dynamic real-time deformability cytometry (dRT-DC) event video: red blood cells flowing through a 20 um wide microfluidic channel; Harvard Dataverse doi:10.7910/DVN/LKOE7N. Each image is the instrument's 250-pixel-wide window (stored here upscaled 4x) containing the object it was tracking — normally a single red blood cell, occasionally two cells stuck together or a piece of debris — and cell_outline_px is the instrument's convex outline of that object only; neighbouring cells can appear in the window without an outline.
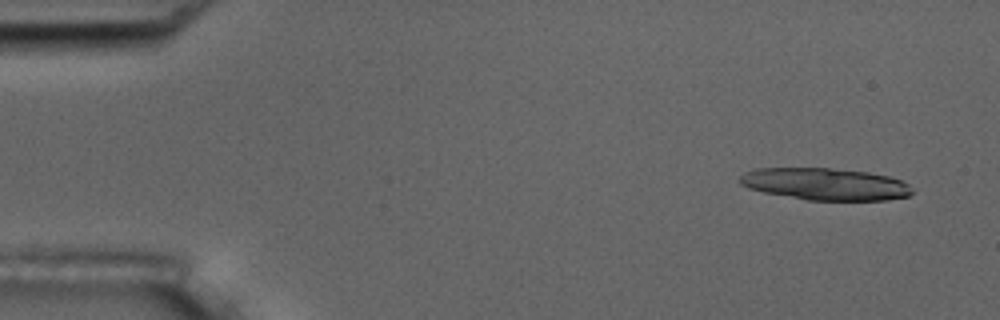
{"species": "common noctule bat (a hibernating species)", "species_latin": "Nyctalus noctula", "temperature_condition": "room temperature", "stored_images_in_passage": 8, "camera_frame_rate_fps": 3000, "um_per_image_px": 0.085, "animal": {"sex": "male", "body_mass_g": 17.5, "forearm_length_mm": 52.3}, "frame": {"image": 1, "passage_image": 1, "time_ms": 0.0, "image_size_px": [1000, 320], "cell_outline_px": [[912, 192], [908, 196], [888, 200], [808, 200], [764, 192], [748, 188], [740, 184], [740, 176], [744, 172], [756, 168], [828, 168], [868, 172], [888, 176], [900, 180], [908, 184], [912, 188]], "centroid_in_image_um": [70.13, 15.64], "position_along_channel_um": 14.9, "area_um2": 32.08}}
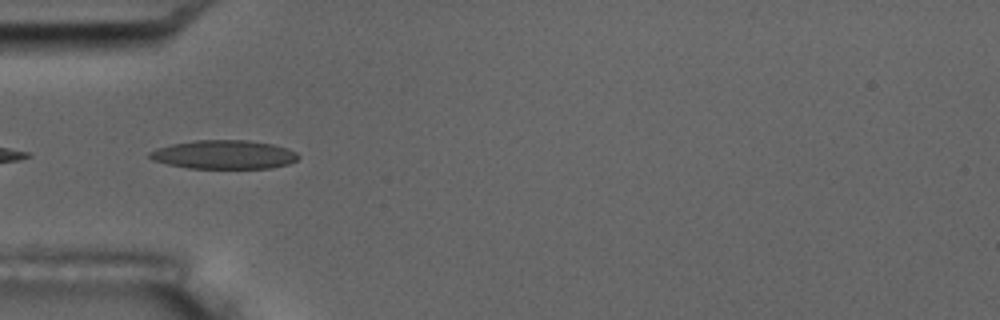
{"frame": {"image": 2, "passage_image": 5, "time_ms": 4.667, "image_size_px": [1000, 320], "cell_outline_px": [[300, 156], [296, 160], [288, 164], [272, 168], [188, 168], [168, 164], [152, 160], [148, 156], [148, 152], [156, 148], [172, 144], [196, 140], [248, 140], [272, 144], [288, 148], [296, 152]], "centroid_in_image_um": [19.03, 13.14], "position_along_channel_um": 66.0, "area_um2": 24.97}}
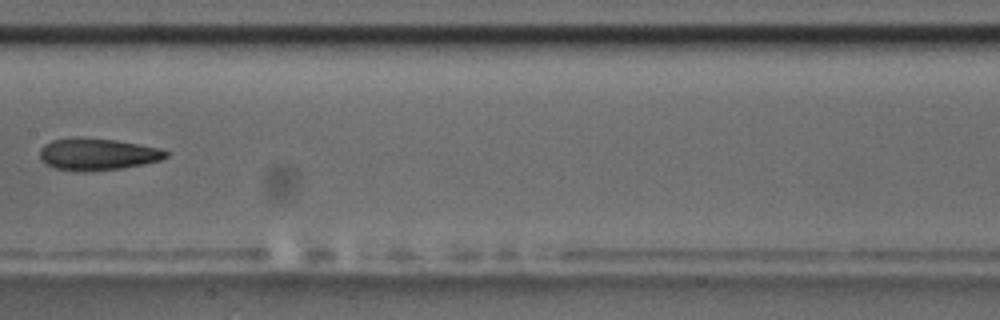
{"frame": {"image": 3, "passage_image": 8, "time_ms": 8.333, "image_size_px": [1000, 320], "cell_outline_px": [[168, 156], [160, 160], [120, 168], [88, 172], [76, 172], [56, 168], [44, 164], [40, 160], [40, 148], [44, 144], [52, 140], [76, 136], [80, 136], [116, 140], [164, 148], [168, 152]], "centroid_in_image_um": [8.25, 13.09], "position_along_channel_um": 199.2, "area_um2": 23.93}}